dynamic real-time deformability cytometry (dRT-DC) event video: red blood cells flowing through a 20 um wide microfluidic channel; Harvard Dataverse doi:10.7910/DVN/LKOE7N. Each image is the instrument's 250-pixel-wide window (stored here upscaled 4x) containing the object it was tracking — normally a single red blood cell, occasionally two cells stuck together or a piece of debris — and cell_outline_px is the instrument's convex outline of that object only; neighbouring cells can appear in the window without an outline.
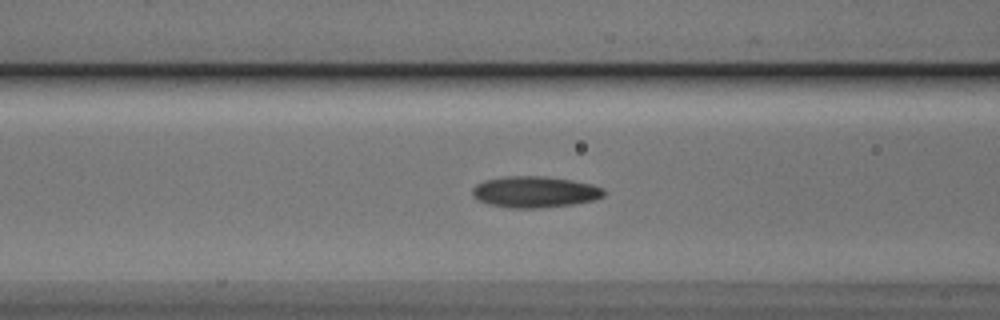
{"species": "Egyptian fruit bat (a non-hibernating species)", "species_latin": "Rousettus aegyptiacus", "temperature_condition": "cold", "stored_images_in_passage": 48, "camera_frame_rate_fps": 3000, "um_per_image_px": 0.085, "animal": {"sex": "male"}, "frame": {"image": 1, "passage_image": 22, "time_ms": 7.0, "image_size_px": [1000, 320], "cell_outline_px": [[604, 196], [596, 200], [572, 204], [544, 208], [508, 208], [488, 204], [476, 200], [472, 196], [472, 188], [476, 184], [484, 180], [504, 176], [544, 176], [572, 180], [592, 184], [604, 188]], "centroid_in_image_um": [45.44, 16.32], "position_along_channel_um": 121.2, "area_um2": 24.33}}
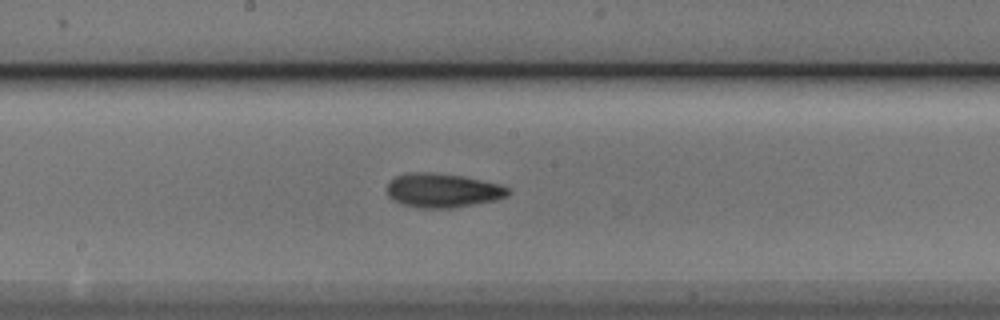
{"frame": {"image": 2, "passage_image": 29, "time_ms": 9.333, "image_size_px": [1000, 320], "cell_outline_px": [[508, 196], [496, 200], [452, 208], [420, 208], [404, 204], [392, 200], [388, 196], [388, 184], [396, 176], [408, 172], [424, 172], [460, 176], [500, 184], [508, 188]], "centroid_in_image_um": [37.61, 16.19], "position_along_channel_um": 210.6, "area_um2": 23.76}}
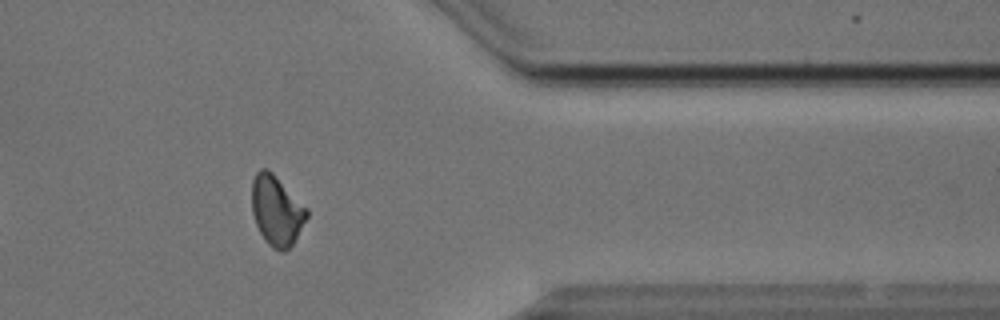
{"frame": {"image": 3, "passage_image": 44, "time_ms": 14.333, "image_size_px": [1000, 320], "cell_outline_px": [[308, 216], [292, 244], [284, 252], [280, 252], [272, 248], [268, 244], [260, 232], [256, 224], [252, 212], [252, 180], [256, 172], [260, 168], [264, 168], [272, 172], [308, 208]], "centroid_in_image_um": [23.51, 17.89], "position_along_channel_um": 387.9, "area_um2": 22.31}, "authors_computed_cell_mechanics": {"area_um2": 22.5998, "velocity_mm_per_s": 3.8322, "shape_relaxation_time_tau1_ms": 6.6015, "shape_relaxation_time_tau2_ms": 4.9549, "deformation_change_tau1": 0.1593, "deformation_change_tau2": 0.1084}}